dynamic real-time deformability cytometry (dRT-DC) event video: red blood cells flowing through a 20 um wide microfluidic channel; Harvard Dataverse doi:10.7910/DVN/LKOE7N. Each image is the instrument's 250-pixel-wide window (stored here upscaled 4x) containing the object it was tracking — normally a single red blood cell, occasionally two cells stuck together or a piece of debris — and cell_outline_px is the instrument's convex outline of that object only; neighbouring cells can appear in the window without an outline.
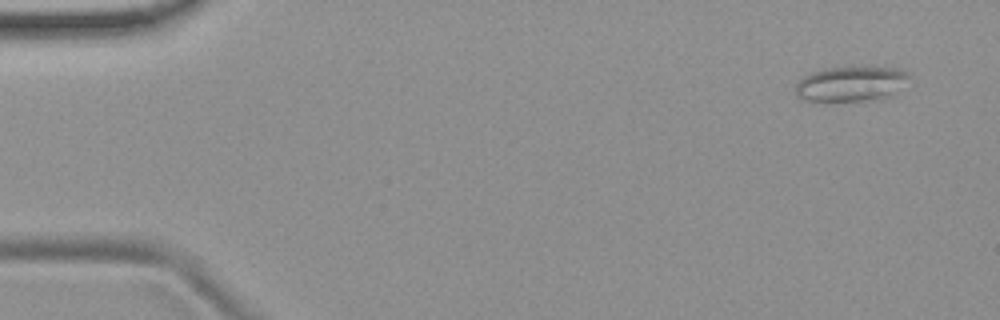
{"species": "common noctule bat (a hibernating species)", "species_latin": "Nyctalus noctula", "temperature_condition": "room temperature", "stored_images_in_passage": 6, "camera_frame_rate_fps": 3000, "um_per_image_px": 0.085, "animal": {"sex": "female", "body_mass_g": 19.9}, "frame": {"image": 1, "passage_image": 2, "time_ms": 1.0, "image_size_px": [1000, 320], "cell_outline_px": [[912, 76], [892, 96], [880, 100], [800, 100], [796, 96], [796, 84], [804, 76], [812, 72], [828, 68], [900, 68], [908, 72]], "centroid_in_image_um": [72.38, 7.14], "position_along_channel_um": 12.6, "area_um2": 23.0}}